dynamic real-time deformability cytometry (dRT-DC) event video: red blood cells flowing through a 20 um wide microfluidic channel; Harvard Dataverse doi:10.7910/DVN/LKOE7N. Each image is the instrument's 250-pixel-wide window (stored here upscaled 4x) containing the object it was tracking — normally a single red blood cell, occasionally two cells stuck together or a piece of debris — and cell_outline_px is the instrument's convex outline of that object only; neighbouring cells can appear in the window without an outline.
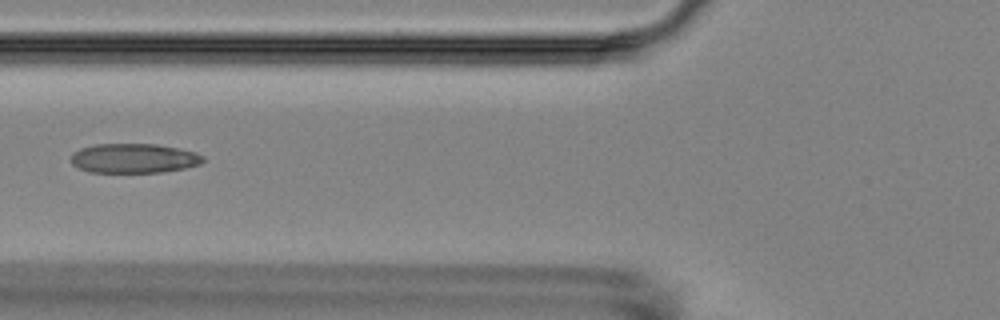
{"species": "Egyptian fruit bat (a non-hibernating species)", "species_latin": "Rousettus aegyptiacus", "temperature_condition": "room temperature", "stored_images_in_passage": 2, "camera_frame_rate_fps": 3000, "um_per_image_px": 0.085, "animal": {"sex": "female"}, "frame": {"image": 1, "passage_image": 2, "time_ms": 1.333, "image_size_px": [1000, 320], "cell_outline_px": [[204, 160], [200, 164], [184, 168], [160, 172], [88, 172], [72, 164], [72, 152], [80, 148], [96, 144], [156, 144], [196, 152], [204, 156]], "centroid_in_image_um": [11.37, 13.45], "position_along_channel_um": 114.4, "area_um2": 22.6}}